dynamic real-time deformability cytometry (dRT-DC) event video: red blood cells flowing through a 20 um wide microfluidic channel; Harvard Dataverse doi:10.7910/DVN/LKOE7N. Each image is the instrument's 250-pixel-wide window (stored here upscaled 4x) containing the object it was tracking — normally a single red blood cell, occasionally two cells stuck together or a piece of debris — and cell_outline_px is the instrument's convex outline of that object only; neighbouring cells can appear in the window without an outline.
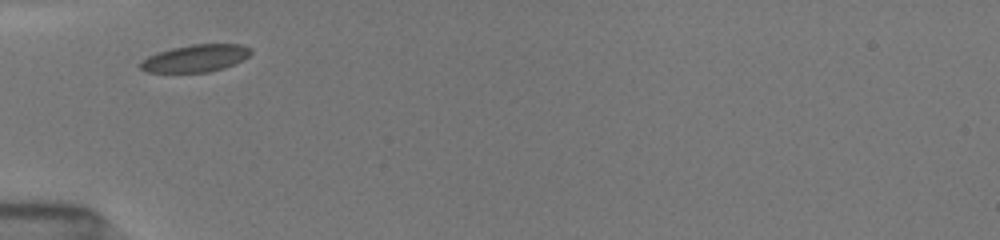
{"species": "common noctule bat (a hibernating species)", "species_latin": "Nyctalus noctula", "temperature_condition": "room temperature", "stored_images_in_passage": 54, "camera_frame_rate_fps": 3000, "um_per_image_px": 0.085, "animal": {"sex": "female", "body_mass_g": 19.5, "forearm_length_mm": 54.1}, "frame": {"image": 1, "passage_image": 1, "time_ms": 0.0, "image_size_px": [1000, 240], "cell_outline_px": [[252, 52], [248, 56], [224, 68], [208, 72], [148, 72], [140, 68], [140, 60], [148, 56], [172, 48], [192, 44], [240, 44], [252, 48]], "centroid_in_image_um": [16.61, 4.95], "position_along_channel_um": 68.4, "area_um2": 17.4}}
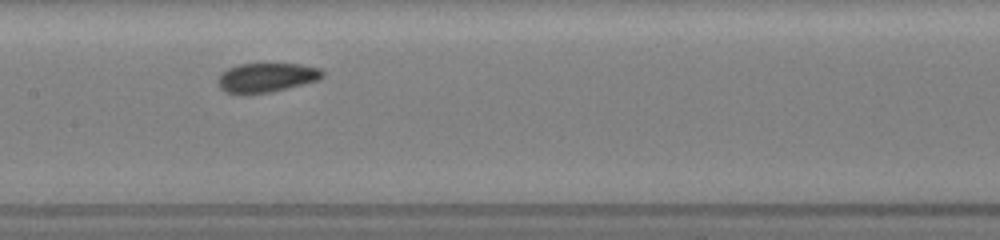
{"frame": {"image": 2, "passage_image": 20, "time_ms": 3.0, "image_size_px": [1000, 240], "cell_outline_px": [[324, 76], [320, 80], [288, 88], [268, 92], [240, 96], [224, 92], [220, 88], [216, 80], [220, 72], [228, 68], [240, 64], [300, 64], [320, 68], [324, 72]], "centroid_in_image_um": [22.6, 6.61], "position_along_channel_um": 184.8, "area_um2": 18.32}}
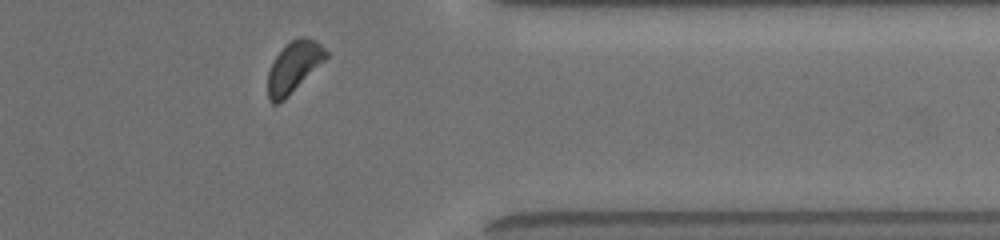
{"frame": {"image": 3, "passage_image": 50, "time_ms": 8.333, "image_size_px": [1000, 240], "cell_outline_px": [[328, 56], [284, 100], [276, 104], [272, 104], [268, 100], [268, 72], [272, 60], [292, 40], [300, 36], [304, 36], [316, 40], [328, 52]], "centroid_in_image_um": [24.95, 5.69], "position_along_channel_um": 386.5, "area_um2": 16.99}, "authors_computed_cell_mechanics": {"area_um2": 18.0336, "velocity_mm_per_s": 3.9498, "shape_relaxation_time_tau1_ms": 3.256, "shape_relaxation_time_tau2_ms": 4.5702, "deformation_change_tau1": 0.0619, "deformation_change_tau2": 0.0958}}